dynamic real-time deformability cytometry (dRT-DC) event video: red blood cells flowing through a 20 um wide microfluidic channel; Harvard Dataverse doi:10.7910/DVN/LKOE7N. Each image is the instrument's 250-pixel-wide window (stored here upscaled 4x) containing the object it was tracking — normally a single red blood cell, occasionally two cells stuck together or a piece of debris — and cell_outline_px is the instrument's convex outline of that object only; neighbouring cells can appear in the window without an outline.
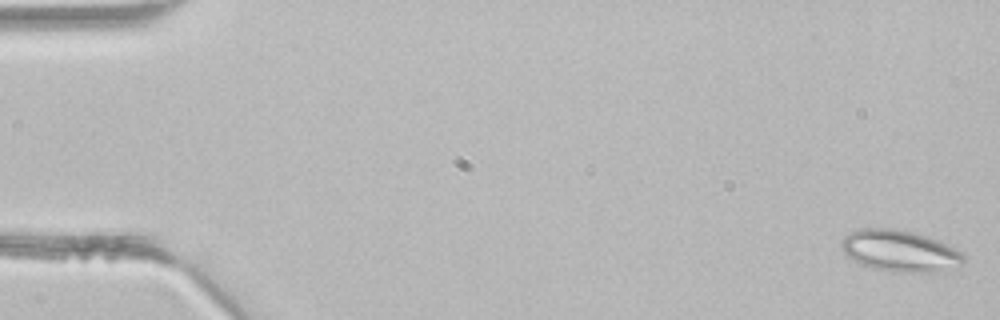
{"species": "common noctule bat (a hibernating species)", "species_latin": "Nyctalus noctula", "temperature_condition": "room temperature", "stored_images_in_passage": 4, "camera_frame_rate_fps": 3000, "um_per_image_px": 0.085, "animal": {"sex": "male", "body_mass_g": 21.5, "forearm_length_mm": 52.0}, "frame": {"image": 1, "passage_image": 1, "time_ms": 0.0, "image_size_px": [1000, 320], "cell_outline_px": [[964, 264], [944, 272], [896, 272], [872, 268], [860, 264], [852, 260], [840, 248], [840, 244], [844, 236], [848, 232], [860, 228], [896, 228], [928, 236], [940, 240], [964, 252]], "centroid_in_image_um": [76.52, 21.33], "position_along_channel_um": 8.5, "area_um2": 30.23}}